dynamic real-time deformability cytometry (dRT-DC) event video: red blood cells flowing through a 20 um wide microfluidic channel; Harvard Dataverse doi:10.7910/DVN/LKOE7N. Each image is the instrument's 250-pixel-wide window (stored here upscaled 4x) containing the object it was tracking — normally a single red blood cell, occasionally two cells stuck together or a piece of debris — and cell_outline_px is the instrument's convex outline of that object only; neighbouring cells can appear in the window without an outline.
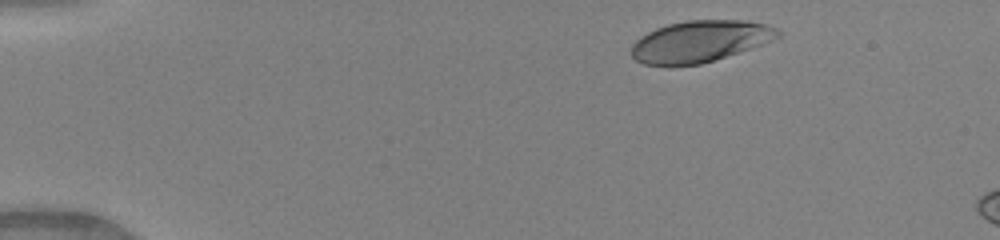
{"species": "human", "species_latin": "Homo sapiens", "temperature_condition": "warm", "stored_images_in_passage": 10, "camera_frame_rate_fps": 3000, "um_per_image_px": 0.085, "donor": {"sex": "female"}, "frame": {"image": 1, "passage_image": 4, "time_ms": 1.0, "image_size_px": [1000, 240], "cell_outline_px": [[780, 36], [764, 44], [700, 64], [644, 64], [636, 60], [632, 56], [632, 44], [640, 36], [656, 28], [668, 24], [688, 20], [748, 20], [764, 24], [776, 28], [780, 32]], "centroid_in_image_um": [59.51, 3.49], "position_along_channel_um": 25.5, "area_um2": 34.97}}